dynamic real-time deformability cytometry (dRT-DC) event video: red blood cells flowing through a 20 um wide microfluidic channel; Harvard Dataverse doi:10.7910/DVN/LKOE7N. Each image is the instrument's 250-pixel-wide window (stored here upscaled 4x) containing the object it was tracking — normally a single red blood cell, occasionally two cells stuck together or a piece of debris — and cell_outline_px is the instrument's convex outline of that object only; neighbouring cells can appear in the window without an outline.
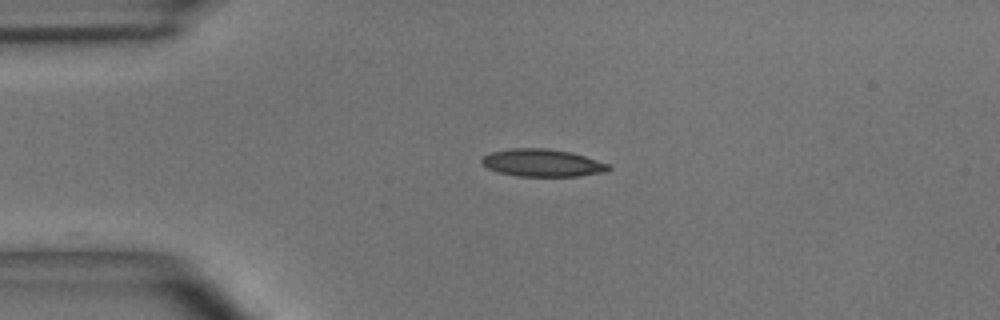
{"species": "common noctule bat (a hibernating species)", "species_latin": "Nyctalus noctula", "temperature_condition": "room temperature", "stored_images_in_passage": 39, "camera_frame_rate_fps": 3000, "um_per_image_px": 0.085, "animal": {"sex": "male", "body_mass_g": 15.6}, "frame": {"image": 1, "passage_image": 1, "time_ms": 0.0, "image_size_px": [1000, 320], "cell_outline_px": [[612, 168], [604, 172], [576, 176], [516, 176], [500, 172], [488, 168], [480, 164], [480, 160], [484, 156], [492, 152], [512, 148], [548, 148], [572, 152], [608, 164]], "centroid_in_image_um": [46.08, 13.84], "position_along_channel_um": 38.9, "area_um2": 20.23}}
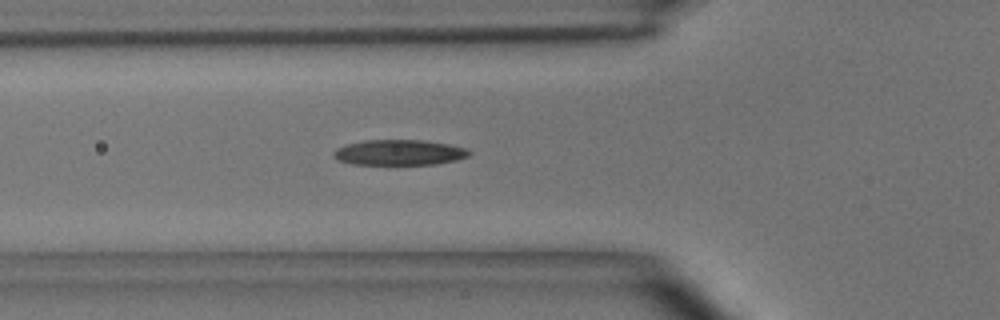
{"frame": {"image": 2, "passage_image": 7, "time_ms": 2.0, "image_size_px": [1000, 320], "cell_outline_px": [[472, 152], [468, 156], [456, 160], [436, 164], [352, 164], [336, 160], [332, 156], [332, 152], [336, 148], [348, 144], [364, 140], [424, 140], [448, 144], [468, 148]], "centroid_in_image_um": [33.92, 12.96], "position_along_channel_um": 91.9, "area_um2": 20.23}}
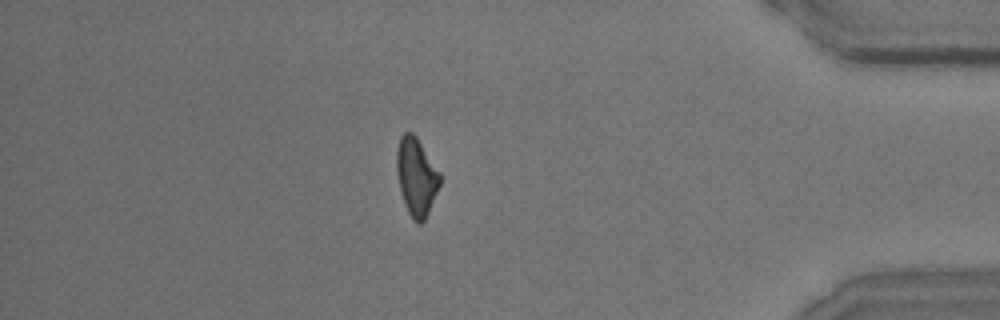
{"frame": {"image": 3, "passage_image": 33, "time_ms": 10.667, "image_size_px": [1000, 320], "cell_outline_px": [[440, 184], [428, 212], [424, 220], [420, 224], [416, 224], [412, 220], [404, 204], [400, 192], [396, 172], [396, 148], [400, 136], [404, 132], [412, 132], [416, 136], [440, 172]], "centroid_in_image_um": [35.36, 15.01], "position_along_channel_um": 399.8, "area_um2": 19.77}, "authors_computed_cell_mechanics": {"area_um2": 19.9988, "velocity_mm_per_s": 3.9863, "shape_relaxation_time_tau1_ms": 4.5536, "shape_relaxation_time_tau2_ms": 5.6615, "deformation_change_tau1": 0.1608, "deformation_change_tau2": 0.1683}}